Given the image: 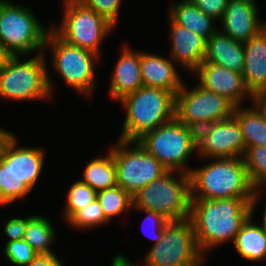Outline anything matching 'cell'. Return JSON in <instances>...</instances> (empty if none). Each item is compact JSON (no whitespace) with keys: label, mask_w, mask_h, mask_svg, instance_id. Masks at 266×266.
Returning a JSON list of instances; mask_svg holds the SVG:
<instances>
[{"label":"cell","mask_w":266,"mask_h":266,"mask_svg":"<svg viewBox=\"0 0 266 266\" xmlns=\"http://www.w3.org/2000/svg\"><path fill=\"white\" fill-rule=\"evenodd\" d=\"M251 198L219 200L191 199L189 219L201 253L227 241H235L242 225L251 216Z\"/></svg>","instance_id":"obj_1"},{"label":"cell","mask_w":266,"mask_h":266,"mask_svg":"<svg viewBox=\"0 0 266 266\" xmlns=\"http://www.w3.org/2000/svg\"><path fill=\"white\" fill-rule=\"evenodd\" d=\"M213 162L193 168L190 175L191 199L219 200L252 198L244 158H213Z\"/></svg>","instance_id":"obj_2"},{"label":"cell","mask_w":266,"mask_h":266,"mask_svg":"<svg viewBox=\"0 0 266 266\" xmlns=\"http://www.w3.org/2000/svg\"><path fill=\"white\" fill-rule=\"evenodd\" d=\"M119 102L126 109L120 140L136 141L175 118L176 96L161 88L142 86Z\"/></svg>","instance_id":"obj_3"},{"label":"cell","mask_w":266,"mask_h":266,"mask_svg":"<svg viewBox=\"0 0 266 266\" xmlns=\"http://www.w3.org/2000/svg\"><path fill=\"white\" fill-rule=\"evenodd\" d=\"M176 172L178 173L176 174ZM132 199L133 208L138 209V211H154L168 221L189 219L191 208L190 175L167 170L158 179L139 190L132 196Z\"/></svg>","instance_id":"obj_4"},{"label":"cell","mask_w":266,"mask_h":266,"mask_svg":"<svg viewBox=\"0 0 266 266\" xmlns=\"http://www.w3.org/2000/svg\"><path fill=\"white\" fill-rule=\"evenodd\" d=\"M44 52L25 62L11 56L0 68V97L7 100H49L52 82L46 67Z\"/></svg>","instance_id":"obj_5"},{"label":"cell","mask_w":266,"mask_h":266,"mask_svg":"<svg viewBox=\"0 0 266 266\" xmlns=\"http://www.w3.org/2000/svg\"><path fill=\"white\" fill-rule=\"evenodd\" d=\"M136 141L167 170L191 173L192 169L185 167L192 152L196 151V130L176 117L146 132Z\"/></svg>","instance_id":"obj_6"},{"label":"cell","mask_w":266,"mask_h":266,"mask_svg":"<svg viewBox=\"0 0 266 266\" xmlns=\"http://www.w3.org/2000/svg\"><path fill=\"white\" fill-rule=\"evenodd\" d=\"M45 29L29 7L0 0V41L11 56L44 52L50 31Z\"/></svg>","instance_id":"obj_7"},{"label":"cell","mask_w":266,"mask_h":266,"mask_svg":"<svg viewBox=\"0 0 266 266\" xmlns=\"http://www.w3.org/2000/svg\"><path fill=\"white\" fill-rule=\"evenodd\" d=\"M52 50V62L63 80L85 96H92L95 88V69L100 57L63 40L50 26L45 48Z\"/></svg>","instance_id":"obj_8"},{"label":"cell","mask_w":266,"mask_h":266,"mask_svg":"<svg viewBox=\"0 0 266 266\" xmlns=\"http://www.w3.org/2000/svg\"><path fill=\"white\" fill-rule=\"evenodd\" d=\"M63 1L62 24L57 28L52 23L51 28L66 42L100 57L101 43L115 26L79 0Z\"/></svg>","instance_id":"obj_9"},{"label":"cell","mask_w":266,"mask_h":266,"mask_svg":"<svg viewBox=\"0 0 266 266\" xmlns=\"http://www.w3.org/2000/svg\"><path fill=\"white\" fill-rule=\"evenodd\" d=\"M201 253L190 219L169 221L162 239L153 244L145 257V266H202Z\"/></svg>","instance_id":"obj_10"},{"label":"cell","mask_w":266,"mask_h":266,"mask_svg":"<svg viewBox=\"0 0 266 266\" xmlns=\"http://www.w3.org/2000/svg\"><path fill=\"white\" fill-rule=\"evenodd\" d=\"M133 144L134 147L131 145ZM131 145V146H130ZM114 157L117 185L131 196L158 179L167 169L137 141L118 139L109 150Z\"/></svg>","instance_id":"obj_11"},{"label":"cell","mask_w":266,"mask_h":266,"mask_svg":"<svg viewBox=\"0 0 266 266\" xmlns=\"http://www.w3.org/2000/svg\"><path fill=\"white\" fill-rule=\"evenodd\" d=\"M183 84L176 93L175 117L195 130L230 118L235 105L227 98L204 89L200 85L189 88Z\"/></svg>","instance_id":"obj_12"},{"label":"cell","mask_w":266,"mask_h":266,"mask_svg":"<svg viewBox=\"0 0 266 266\" xmlns=\"http://www.w3.org/2000/svg\"><path fill=\"white\" fill-rule=\"evenodd\" d=\"M196 151L208 158H243L246 145L240 124L231 116L196 130Z\"/></svg>","instance_id":"obj_13"},{"label":"cell","mask_w":266,"mask_h":266,"mask_svg":"<svg viewBox=\"0 0 266 266\" xmlns=\"http://www.w3.org/2000/svg\"><path fill=\"white\" fill-rule=\"evenodd\" d=\"M192 74L198 77V85L227 98L236 107L242 105L246 96L252 97L245 86L243 75L223 66L202 62Z\"/></svg>","instance_id":"obj_14"},{"label":"cell","mask_w":266,"mask_h":266,"mask_svg":"<svg viewBox=\"0 0 266 266\" xmlns=\"http://www.w3.org/2000/svg\"><path fill=\"white\" fill-rule=\"evenodd\" d=\"M256 0H228L222 19L224 34L233 40L246 42L262 29L264 21L259 20Z\"/></svg>","instance_id":"obj_15"},{"label":"cell","mask_w":266,"mask_h":266,"mask_svg":"<svg viewBox=\"0 0 266 266\" xmlns=\"http://www.w3.org/2000/svg\"><path fill=\"white\" fill-rule=\"evenodd\" d=\"M17 142V137L11 133L5 141L0 158L32 190L41 174L45 153L41 147H18Z\"/></svg>","instance_id":"obj_16"},{"label":"cell","mask_w":266,"mask_h":266,"mask_svg":"<svg viewBox=\"0 0 266 266\" xmlns=\"http://www.w3.org/2000/svg\"><path fill=\"white\" fill-rule=\"evenodd\" d=\"M171 38V60L193 73L203 62L206 40L193 31L169 19Z\"/></svg>","instance_id":"obj_17"},{"label":"cell","mask_w":266,"mask_h":266,"mask_svg":"<svg viewBox=\"0 0 266 266\" xmlns=\"http://www.w3.org/2000/svg\"><path fill=\"white\" fill-rule=\"evenodd\" d=\"M173 62L170 58L141 51L140 64L143 85L161 88L176 96L184 83Z\"/></svg>","instance_id":"obj_18"},{"label":"cell","mask_w":266,"mask_h":266,"mask_svg":"<svg viewBox=\"0 0 266 266\" xmlns=\"http://www.w3.org/2000/svg\"><path fill=\"white\" fill-rule=\"evenodd\" d=\"M110 81L111 99L122 100L143 85L140 64V52L132 51L127 45L118 59Z\"/></svg>","instance_id":"obj_19"},{"label":"cell","mask_w":266,"mask_h":266,"mask_svg":"<svg viewBox=\"0 0 266 266\" xmlns=\"http://www.w3.org/2000/svg\"><path fill=\"white\" fill-rule=\"evenodd\" d=\"M245 51L242 71L246 88L251 94L266 89V30L243 43Z\"/></svg>","instance_id":"obj_20"},{"label":"cell","mask_w":266,"mask_h":266,"mask_svg":"<svg viewBox=\"0 0 266 266\" xmlns=\"http://www.w3.org/2000/svg\"><path fill=\"white\" fill-rule=\"evenodd\" d=\"M244 56L243 43L233 40L218 29L206 41V52L203 62H210L231 71L242 73Z\"/></svg>","instance_id":"obj_21"},{"label":"cell","mask_w":266,"mask_h":266,"mask_svg":"<svg viewBox=\"0 0 266 266\" xmlns=\"http://www.w3.org/2000/svg\"><path fill=\"white\" fill-rule=\"evenodd\" d=\"M169 19L193 31L206 41L218 29L214 26L215 19L205 14L189 0H179L172 5Z\"/></svg>","instance_id":"obj_22"},{"label":"cell","mask_w":266,"mask_h":266,"mask_svg":"<svg viewBox=\"0 0 266 266\" xmlns=\"http://www.w3.org/2000/svg\"><path fill=\"white\" fill-rule=\"evenodd\" d=\"M234 246L239 255L247 261L266 259V231L252 222L250 216L237 233Z\"/></svg>","instance_id":"obj_23"},{"label":"cell","mask_w":266,"mask_h":266,"mask_svg":"<svg viewBox=\"0 0 266 266\" xmlns=\"http://www.w3.org/2000/svg\"><path fill=\"white\" fill-rule=\"evenodd\" d=\"M83 172L84 178L81 181L96 192L117 185L115 161L110 151L106 153L105 157H97L91 160Z\"/></svg>","instance_id":"obj_24"},{"label":"cell","mask_w":266,"mask_h":266,"mask_svg":"<svg viewBox=\"0 0 266 266\" xmlns=\"http://www.w3.org/2000/svg\"><path fill=\"white\" fill-rule=\"evenodd\" d=\"M235 107L234 118L241 127L246 149L254 146H266V122L261 114L252 107Z\"/></svg>","instance_id":"obj_25"},{"label":"cell","mask_w":266,"mask_h":266,"mask_svg":"<svg viewBox=\"0 0 266 266\" xmlns=\"http://www.w3.org/2000/svg\"><path fill=\"white\" fill-rule=\"evenodd\" d=\"M245 166L251 184L253 185L252 198L250 201L251 217L257 201L261 200L260 189L266 186V146H254L246 149L244 155Z\"/></svg>","instance_id":"obj_26"},{"label":"cell","mask_w":266,"mask_h":266,"mask_svg":"<svg viewBox=\"0 0 266 266\" xmlns=\"http://www.w3.org/2000/svg\"><path fill=\"white\" fill-rule=\"evenodd\" d=\"M55 228L44 216L31 215L26 217L24 240L41 255L54 254L50 245L55 238Z\"/></svg>","instance_id":"obj_27"},{"label":"cell","mask_w":266,"mask_h":266,"mask_svg":"<svg viewBox=\"0 0 266 266\" xmlns=\"http://www.w3.org/2000/svg\"><path fill=\"white\" fill-rule=\"evenodd\" d=\"M30 192L31 189L26 183L0 158V206L23 199Z\"/></svg>","instance_id":"obj_28"},{"label":"cell","mask_w":266,"mask_h":266,"mask_svg":"<svg viewBox=\"0 0 266 266\" xmlns=\"http://www.w3.org/2000/svg\"><path fill=\"white\" fill-rule=\"evenodd\" d=\"M97 199L109 222L112 217L133 208L132 196L118 185L97 192Z\"/></svg>","instance_id":"obj_29"},{"label":"cell","mask_w":266,"mask_h":266,"mask_svg":"<svg viewBox=\"0 0 266 266\" xmlns=\"http://www.w3.org/2000/svg\"><path fill=\"white\" fill-rule=\"evenodd\" d=\"M66 197L64 216L67 222L78 210L93 202L97 198V192L89 185L78 180L70 186Z\"/></svg>","instance_id":"obj_30"},{"label":"cell","mask_w":266,"mask_h":266,"mask_svg":"<svg viewBox=\"0 0 266 266\" xmlns=\"http://www.w3.org/2000/svg\"><path fill=\"white\" fill-rule=\"evenodd\" d=\"M67 223L72 225V227L84 230L101 224H107L109 221L106 219L104 211L96 198L93 202L78 210Z\"/></svg>","instance_id":"obj_31"},{"label":"cell","mask_w":266,"mask_h":266,"mask_svg":"<svg viewBox=\"0 0 266 266\" xmlns=\"http://www.w3.org/2000/svg\"><path fill=\"white\" fill-rule=\"evenodd\" d=\"M3 251L8 261L16 266H27L39 255L24 239L7 242Z\"/></svg>","instance_id":"obj_32"},{"label":"cell","mask_w":266,"mask_h":266,"mask_svg":"<svg viewBox=\"0 0 266 266\" xmlns=\"http://www.w3.org/2000/svg\"><path fill=\"white\" fill-rule=\"evenodd\" d=\"M86 7L105 17L111 24L116 25L121 0H79Z\"/></svg>","instance_id":"obj_33"},{"label":"cell","mask_w":266,"mask_h":266,"mask_svg":"<svg viewBox=\"0 0 266 266\" xmlns=\"http://www.w3.org/2000/svg\"><path fill=\"white\" fill-rule=\"evenodd\" d=\"M143 212L147 214L142 224L143 226L142 228L144 229V230L142 229L143 233L145 232L144 234H146L147 237L149 236L153 240H156L155 244H157L162 239V236L164 233V227L169 221L157 212H154V211H143ZM145 224L151 225L150 227H152L151 228L152 234L149 233V230H146L147 227L145 226Z\"/></svg>","instance_id":"obj_34"},{"label":"cell","mask_w":266,"mask_h":266,"mask_svg":"<svg viewBox=\"0 0 266 266\" xmlns=\"http://www.w3.org/2000/svg\"><path fill=\"white\" fill-rule=\"evenodd\" d=\"M208 16L221 20L226 10L228 0H189Z\"/></svg>","instance_id":"obj_35"},{"label":"cell","mask_w":266,"mask_h":266,"mask_svg":"<svg viewBox=\"0 0 266 266\" xmlns=\"http://www.w3.org/2000/svg\"><path fill=\"white\" fill-rule=\"evenodd\" d=\"M26 230V218L14 217L7 221L4 225V233L8 236L10 241L24 239Z\"/></svg>","instance_id":"obj_36"},{"label":"cell","mask_w":266,"mask_h":266,"mask_svg":"<svg viewBox=\"0 0 266 266\" xmlns=\"http://www.w3.org/2000/svg\"><path fill=\"white\" fill-rule=\"evenodd\" d=\"M56 254L41 255L39 254L34 260H32L27 266H63Z\"/></svg>","instance_id":"obj_37"},{"label":"cell","mask_w":266,"mask_h":266,"mask_svg":"<svg viewBox=\"0 0 266 266\" xmlns=\"http://www.w3.org/2000/svg\"><path fill=\"white\" fill-rule=\"evenodd\" d=\"M250 100L252 101L253 106L261 114L263 120L266 122V89L252 94Z\"/></svg>","instance_id":"obj_38"},{"label":"cell","mask_w":266,"mask_h":266,"mask_svg":"<svg viewBox=\"0 0 266 266\" xmlns=\"http://www.w3.org/2000/svg\"><path fill=\"white\" fill-rule=\"evenodd\" d=\"M111 266H135L132 262H130L124 255L120 253L114 256Z\"/></svg>","instance_id":"obj_39"},{"label":"cell","mask_w":266,"mask_h":266,"mask_svg":"<svg viewBox=\"0 0 266 266\" xmlns=\"http://www.w3.org/2000/svg\"><path fill=\"white\" fill-rule=\"evenodd\" d=\"M11 55L4 48L3 43L0 41V68L8 61Z\"/></svg>","instance_id":"obj_40"},{"label":"cell","mask_w":266,"mask_h":266,"mask_svg":"<svg viewBox=\"0 0 266 266\" xmlns=\"http://www.w3.org/2000/svg\"><path fill=\"white\" fill-rule=\"evenodd\" d=\"M11 134V131L8 132L3 128H0V155L1 151L3 149V146L5 144V141L7 140V137Z\"/></svg>","instance_id":"obj_41"},{"label":"cell","mask_w":266,"mask_h":266,"mask_svg":"<svg viewBox=\"0 0 266 266\" xmlns=\"http://www.w3.org/2000/svg\"><path fill=\"white\" fill-rule=\"evenodd\" d=\"M263 224H259L265 231H266V205H265V208H264V215H263Z\"/></svg>","instance_id":"obj_42"}]
</instances>
